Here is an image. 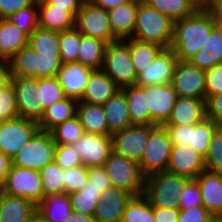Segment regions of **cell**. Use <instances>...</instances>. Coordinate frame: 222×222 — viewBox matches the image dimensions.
I'll return each mask as SVG.
<instances>
[{"instance_id":"obj_1","label":"cell","mask_w":222,"mask_h":222,"mask_svg":"<svg viewBox=\"0 0 222 222\" xmlns=\"http://www.w3.org/2000/svg\"><path fill=\"white\" fill-rule=\"evenodd\" d=\"M214 12L198 8L195 12L173 23L172 41L169 48L180 61H188L197 54L216 26Z\"/></svg>"},{"instance_id":"obj_2","label":"cell","mask_w":222,"mask_h":222,"mask_svg":"<svg viewBox=\"0 0 222 222\" xmlns=\"http://www.w3.org/2000/svg\"><path fill=\"white\" fill-rule=\"evenodd\" d=\"M173 21L165 14L139 0L136 24L132 38L169 48L172 41Z\"/></svg>"},{"instance_id":"obj_3","label":"cell","mask_w":222,"mask_h":222,"mask_svg":"<svg viewBox=\"0 0 222 222\" xmlns=\"http://www.w3.org/2000/svg\"><path fill=\"white\" fill-rule=\"evenodd\" d=\"M189 180L169 171L156 172L146 177L143 195L152 208H178L179 197Z\"/></svg>"},{"instance_id":"obj_4","label":"cell","mask_w":222,"mask_h":222,"mask_svg":"<svg viewBox=\"0 0 222 222\" xmlns=\"http://www.w3.org/2000/svg\"><path fill=\"white\" fill-rule=\"evenodd\" d=\"M9 61L11 76L36 79L56 76L63 64L60 54L36 53L29 45L21 48Z\"/></svg>"},{"instance_id":"obj_5","label":"cell","mask_w":222,"mask_h":222,"mask_svg":"<svg viewBox=\"0 0 222 222\" xmlns=\"http://www.w3.org/2000/svg\"><path fill=\"white\" fill-rule=\"evenodd\" d=\"M104 167L113 187L133 196L144 194L146 176L142 173L138 163L112 151L105 161Z\"/></svg>"},{"instance_id":"obj_6","label":"cell","mask_w":222,"mask_h":222,"mask_svg":"<svg viewBox=\"0 0 222 222\" xmlns=\"http://www.w3.org/2000/svg\"><path fill=\"white\" fill-rule=\"evenodd\" d=\"M101 70L121 89L135 85L137 74L129 54V38L107 44Z\"/></svg>"},{"instance_id":"obj_7","label":"cell","mask_w":222,"mask_h":222,"mask_svg":"<svg viewBox=\"0 0 222 222\" xmlns=\"http://www.w3.org/2000/svg\"><path fill=\"white\" fill-rule=\"evenodd\" d=\"M173 144L163 125H150L145 152L140 161L142 173L147 177L153 173L167 171Z\"/></svg>"},{"instance_id":"obj_8","label":"cell","mask_w":222,"mask_h":222,"mask_svg":"<svg viewBox=\"0 0 222 222\" xmlns=\"http://www.w3.org/2000/svg\"><path fill=\"white\" fill-rule=\"evenodd\" d=\"M56 143L52 134L39 130L12 158L11 165L40 171L54 161Z\"/></svg>"},{"instance_id":"obj_9","label":"cell","mask_w":222,"mask_h":222,"mask_svg":"<svg viewBox=\"0 0 222 222\" xmlns=\"http://www.w3.org/2000/svg\"><path fill=\"white\" fill-rule=\"evenodd\" d=\"M163 126L173 145L187 144L204 157L207 155L215 131L220 127L207 117L194 125Z\"/></svg>"},{"instance_id":"obj_10","label":"cell","mask_w":222,"mask_h":222,"mask_svg":"<svg viewBox=\"0 0 222 222\" xmlns=\"http://www.w3.org/2000/svg\"><path fill=\"white\" fill-rule=\"evenodd\" d=\"M3 192L25 198L37 206L44 197L40 173L33 169L10 165Z\"/></svg>"},{"instance_id":"obj_11","label":"cell","mask_w":222,"mask_h":222,"mask_svg":"<svg viewBox=\"0 0 222 222\" xmlns=\"http://www.w3.org/2000/svg\"><path fill=\"white\" fill-rule=\"evenodd\" d=\"M39 130L36 121L23 117L0 122V152L12 160Z\"/></svg>"},{"instance_id":"obj_12","label":"cell","mask_w":222,"mask_h":222,"mask_svg":"<svg viewBox=\"0 0 222 222\" xmlns=\"http://www.w3.org/2000/svg\"><path fill=\"white\" fill-rule=\"evenodd\" d=\"M75 28L84 36L97 38L107 44L118 41L110 26L108 11L84 2L75 19Z\"/></svg>"},{"instance_id":"obj_13","label":"cell","mask_w":222,"mask_h":222,"mask_svg":"<svg viewBox=\"0 0 222 222\" xmlns=\"http://www.w3.org/2000/svg\"><path fill=\"white\" fill-rule=\"evenodd\" d=\"M149 133L150 125L141 124L115 132L111 135L113 151L140 164Z\"/></svg>"},{"instance_id":"obj_14","label":"cell","mask_w":222,"mask_h":222,"mask_svg":"<svg viewBox=\"0 0 222 222\" xmlns=\"http://www.w3.org/2000/svg\"><path fill=\"white\" fill-rule=\"evenodd\" d=\"M171 85L178 97L206 100L205 71L189 61H177Z\"/></svg>"},{"instance_id":"obj_15","label":"cell","mask_w":222,"mask_h":222,"mask_svg":"<svg viewBox=\"0 0 222 222\" xmlns=\"http://www.w3.org/2000/svg\"><path fill=\"white\" fill-rule=\"evenodd\" d=\"M19 117L38 122L44 112L39 97L38 79L11 76Z\"/></svg>"},{"instance_id":"obj_16","label":"cell","mask_w":222,"mask_h":222,"mask_svg":"<svg viewBox=\"0 0 222 222\" xmlns=\"http://www.w3.org/2000/svg\"><path fill=\"white\" fill-rule=\"evenodd\" d=\"M143 92L150 113V125L166 123L178 97L171 83L143 86Z\"/></svg>"},{"instance_id":"obj_17","label":"cell","mask_w":222,"mask_h":222,"mask_svg":"<svg viewBox=\"0 0 222 222\" xmlns=\"http://www.w3.org/2000/svg\"><path fill=\"white\" fill-rule=\"evenodd\" d=\"M72 146L87 168L104 166L113 151L111 135L84 133Z\"/></svg>"},{"instance_id":"obj_18","label":"cell","mask_w":222,"mask_h":222,"mask_svg":"<svg viewBox=\"0 0 222 222\" xmlns=\"http://www.w3.org/2000/svg\"><path fill=\"white\" fill-rule=\"evenodd\" d=\"M178 58L171 48L163 49L154 61L137 75L135 85H163L172 81Z\"/></svg>"},{"instance_id":"obj_19","label":"cell","mask_w":222,"mask_h":222,"mask_svg":"<svg viewBox=\"0 0 222 222\" xmlns=\"http://www.w3.org/2000/svg\"><path fill=\"white\" fill-rule=\"evenodd\" d=\"M205 170L204 156L187 144L173 145L167 171L195 179Z\"/></svg>"},{"instance_id":"obj_20","label":"cell","mask_w":222,"mask_h":222,"mask_svg":"<svg viewBox=\"0 0 222 222\" xmlns=\"http://www.w3.org/2000/svg\"><path fill=\"white\" fill-rule=\"evenodd\" d=\"M94 69L79 62L63 63L56 77L66 97L80 101Z\"/></svg>"},{"instance_id":"obj_21","label":"cell","mask_w":222,"mask_h":222,"mask_svg":"<svg viewBox=\"0 0 222 222\" xmlns=\"http://www.w3.org/2000/svg\"><path fill=\"white\" fill-rule=\"evenodd\" d=\"M132 197V194L115 187L106 189L96 205L93 214L95 221L121 222L126 205Z\"/></svg>"},{"instance_id":"obj_22","label":"cell","mask_w":222,"mask_h":222,"mask_svg":"<svg viewBox=\"0 0 222 222\" xmlns=\"http://www.w3.org/2000/svg\"><path fill=\"white\" fill-rule=\"evenodd\" d=\"M202 196V205L222 222V174L203 171L195 178Z\"/></svg>"},{"instance_id":"obj_23","label":"cell","mask_w":222,"mask_h":222,"mask_svg":"<svg viewBox=\"0 0 222 222\" xmlns=\"http://www.w3.org/2000/svg\"><path fill=\"white\" fill-rule=\"evenodd\" d=\"M206 117L205 100L177 97L170 118L163 125H194Z\"/></svg>"},{"instance_id":"obj_24","label":"cell","mask_w":222,"mask_h":222,"mask_svg":"<svg viewBox=\"0 0 222 222\" xmlns=\"http://www.w3.org/2000/svg\"><path fill=\"white\" fill-rule=\"evenodd\" d=\"M120 90L121 88L102 70H94L80 101L93 105H103Z\"/></svg>"},{"instance_id":"obj_25","label":"cell","mask_w":222,"mask_h":222,"mask_svg":"<svg viewBox=\"0 0 222 222\" xmlns=\"http://www.w3.org/2000/svg\"><path fill=\"white\" fill-rule=\"evenodd\" d=\"M139 0H129L124 5L108 11L110 26L113 35L118 40L132 38Z\"/></svg>"},{"instance_id":"obj_26","label":"cell","mask_w":222,"mask_h":222,"mask_svg":"<svg viewBox=\"0 0 222 222\" xmlns=\"http://www.w3.org/2000/svg\"><path fill=\"white\" fill-rule=\"evenodd\" d=\"M37 212V206L25 198L2 193L0 198V222H29Z\"/></svg>"},{"instance_id":"obj_27","label":"cell","mask_w":222,"mask_h":222,"mask_svg":"<svg viewBox=\"0 0 222 222\" xmlns=\"http://www.w3.org/2000/svg\"><path fill=\"white\" fill-rule=\"evenodd\" d=\"M38 6V26L57 32L75 28L76 16L71 11L50 6L45 0H39Z\"/></svg>"},{"instance_id":"obj_28","label":"cell","mask_w":222,"mask_h":222,"mask_svg":"<svg viewBox=\"0 0 222 222\" xmlns=\"http://www.w3.org/2000/svg\"><path fill=\"white\" fill-rule=\"evenodd\" d=\"M102 106L107 119L108 135L132 126L128 104L122 90L109 98Z\"/></svg>"},{"instance_id":"obj_29","label":"cell","mask_w":222,"mask_h":222,"mask_svg":"<svg viewBox=\"0 0 222 222\" xmlns=\"http://www.w3.org/2000/svg\"><path fill=\"white\" fill-rule=\"evenodd\" d=\"M188 61L204 71L222 64V30L218 25L211 30L201 50Z\"/></svg>"},{"instance_id":"obj_30","label":"cell","mask_w":222,"mask_h":222,"mask_svg":"<svg viewBox=\"0 0 222 222\" xmlns=\"http://www.w3.org/2000/svg\"><path fill=\"white\" fill-rule=\"evenodd\" d=\"M76 116L83 126L85 133L108 135L107 119L102 105H93L78 101Z\"/></svg>"},{"instance_id":"obj_31","label":"cell","mask_w":222,"mask_h":222,"mask_svg":"<svg viewBox=\"0 0 222 222\" xmlns=\"http://www.w3.org/2000/svg\"><path fill=\"white\" fill-rule=\"evenodd\" d=\"M28 35L6 19H0V59L10 60L28 43Z\"/></svg>"},{"instance_id":"obj_32","label":"cell","mask_w":222,"mask_h":222,"mask_svg":"<svg viewBox=\"0 0 222 222\" xmlns=\"http://www.w3.org/2000/svg\"><path fill=\"white\" fill-rule=\"evenodd\" d=\"M37 212L47 222H65L73 212L69 195H46L37 205Z\"/></svg>"},{"instance_id":"obj_33","label":"cell","mask_w":222,"mask_h":222,"mask_svg":"<svg viewBox=\"0 0 222 222\" xmlns=\"http://www.w3.org/2000/svg\"><path fill=\"white\" fill-rule=\"evenodd\" d=\"M77 103V100L66 97L44 109L42 117L37 122L39 129L50 132L58 124L76 116Z\"/></svg>"},{"instance_id":"obj_34","label":"cell","mask_w":222,"mask_h":222,"mask_svg":"<svg viewBox=\"0 0 222 222\" xmlns=\"http://www.w3.org/2000/svg\"><path fill=\"white\" fill-rule=\"evenodd\" d=\"M126 97L132 125H150V113L147 107L143 86L132 85L121 89Z\"/></svg>"},{"instance_id":"obj_35","label":"cell","mask_w":222,"mask_h":222,"mask_svg":"<svg viewBox=\"0 0 222 222\" xmlns=\"http://www.w3.org/2000/svg\"><path fill=\"white\" fill-rule=\"evenodd\" d=\"M106 46L107 43L105 41L81 34L77 62L94 70H101Z\"/></svg>"},{"instance_id":"obj_36","label":"cell","mask_w":222,"mask_h":222,"mask_svg":"<svg viewBox=\"0 0 222 222\" xmlns=\"http://www.w3.org/2000/svg\"><path fill=\"white\" fill-rule=\"evenodd\" d=\"M163 49L153 43L129 38V54L136 74L144 71Z\"/></svg>"},{"instance_id":"obj_37","label":"cell","mask_w":222,"mask_h":222,"mask_svg":"<svg viewBox=\"0 0 222 222\" xmlns=\"http://www.w3.org/2000/svg\"><path fill=\"white\" fill-rule=\"evenodd\" d=\"M151 7L165 14L173 22L191 15L199 7L193 0H144Z\"/></svg>"},{"instance_id":"obj_38","label":"cell","mask_w":222,"mask_h":222,"mask_svg":"<svg viewBox=\"0 0 222 222\" xmlns=\"http://www.w3.org/2000/svg\"><path fill=\"white\" fill-rule=\"evenodd\" d=\"M99 189L90 186V182L69 195L71 206L74 212L93 216L97 203L101 200Z\"/></svg>"},{"instance_id":"obj_39","label":"cell","mask_w":222,"mask_h":222,"mask_svg":"<svg viewBox=\"0 0 222 222\" xmlns=\"http://www.w3.org/2000/svg\"><path fill=\"white\" fill-rule=\"evenodd\" d=\"M43 196L65 193V170L55 161L49 163L40 171Z\"/></svg>"},{"instance_id":"obj_40","label":"cell","mask_w":222,"mask_h":222,"mask_svg":"<svg viewBox=\"0 0 222 222\" xmlns=\"http://www.w3.org/2000/svg\"><path fill=\"white\" fill-rule=\"evenodd\" d=\"M36 53L59 54V32L38 26L28 37V43Z\"/></svg>"},{"instance_id":"obj_41","label":"cell","mask_w":222,"mask_h":222,"mask_svg":"<svg viewBox=\"0 0 222 222\" xmlns=\"http://www.w3.org/2000/svg\"><path fill=\"white\" fill-rule=\"evenodd\" d=\"M121 222H155L152 205L144 196H133L127 203Z\"/></svg>"},{"instance_id":"obj_42","label":"cell","mask_w":222,"mask_h":222,"mask_svg":"<svg viewBox=\"0 0 222 222\" xmlns=\"http://www.w3.org/2000/svg\"><path fill=\"white\" fill-rule=\"evenodd\" d=\"M50 133L56 144L72 145L84 135L83 126L77 116L54 127Z\"/></svg>"},{"instance_id":"obj_43","label":"cell","mask_w":222,"mask_h":222,"mask_svg":"<svg viewBox=\"0 0 222 222\" xmlns=\"http://www.w3.org/2000/svg\"><path fill=\"white\" fill-rule=\"evenodd\" d=\"M81 33L72 28L59 32V49L62 63L77 62Z\"/></svg>"},{"instance_id":"obj_44","label":"cell","mask_w":222,"mask_h":222,"mask_svg":"<svg viewBox=\"0 0 222 222\" xmlns=\"http://www.w3.org/2000/svg\"><path fill=\"white\" fill-rule=\"evenodd\" d=\"M38 89L43 110L66 98L56 76L39 78Z\"/></svg>"},{"instance_id":"obj_45","label":"cell","mask_w":222,"mask_h":222,"mask_svg":"<svg viewBox=\"0 0 222 222\" xmlns=\"http://www.w3.org/2000/svg\"><path fill=\"white\" fill-rule=\"evenodd\" d=\"M39 6L38 2L27 8L18 10L12 15L5 18L12 24H15L30 36L38 27Z\"/></svg>"},{"instance_id":"obj_46","label":"cell","mask_w":222,"mask_h":222,"mask_svg":"<svg viewBox=\"0 0 222 222\" xmlns=\"http://www.w3.org/2000/svg\"><path fill=\"white\" fill-rule=\"evenodd\" d=\"M206 170L222 174V128L219 127L211 140L205 156Z\"/></svg>"},{"instance_id":"obj_47","label":"cell","mask_w":222,"mask_h":222,"mask_svg":"<svg viewBox=\"0 0 222 222\" xmlns=\"http://www.w3.org/2000/svg\"><path fill=\"white\" fill-rule=\"evenodd\" d=\"M19 117L12 83L0 89V122Z\"/></svg>"},{"instance_id":"obj_48","label":"cell","mask_w":222,"mask_h":222,"mask_svg":"<svg viewBox=\"0 0 222 222\" xmlns=\"http://www.w3.org/2000/svg\"><path fill=\"white\" fill-rule=\"evenodd\" d=\"M88 182V168L84 165L65 170V193L71 194L82 189Z\"/></svg>"},{"instance_id":"obj_49","label":"cell","mask_w":222,"mask_h":222,"mask_svg":"<svg viewBox=\"0 0 222 222\" xmlns=\"http://www.w3.org/2000/svg\"><path fill=\"white\" fill-rule=\"evenodd\" d=\"M54 161L64 170L83 165L72 145L56 144Z\"/></svg>"},{"instance_id":"obj_50","label":"cell","mask_w":222,"mask_h":222,"mask_svg":"<svg viewBox=\"0 0 222 222\" xmlns=\"http://www.w3.org/2000/svg\"><path fill=\"white\" fill-rule=\"evenodd\" d=\"M203 206L199 185L195 179H190L184 186L179 197L178 209L185 210L191 207Z\"/></svg>"},{"instance_id":"obj_51","label":"cell","mask_w":222,"mask_h":222,"mask_svg":"<svg viewBox=\"0 0 222 222\" xmlns=\"http://www.w3.org/2000/svg\"><path fill=\"white\" fill-rule=\"evenodd\" d=\"M206 96L222 93V64L205 71Z\"/></svg>"},{"instance_id":"obj_52","label":"cell","mask_w":222,"mask_h":222,"mask_svg":"<svg viewBox=\"0 0 222 222\" xmlns=\"http://www.w3.org/2000/svg\"><path fill=\"white\" fill-rule=\"evenodd\" d=\"M178 222H217L215 217L203 206L179 210Z\"/></svg>"},{"instance_id":"obj_53","label":"cell","mask_w":222,"mask_h":222,"mask_svg":"<svg viewBox=\"0 0 222 222\" xmlns=\"http://www.w3.org/2000/svg\"><path fill=\"white\" fill-rule=\"evenodd\" d=\"M88 181L102 193L112 186L111 180L104 166L88 167Z\"/></svg>"},{"instance_id":"obj_54","label":"cell","mask_w":222,"mask_h":222,"mask_svg":"<svg viewBox=\"0 0 222 222\" xmlns=\"http://www.w3.org/2000/svg\"><path fill=\"white\" fill-rule=\"evenodd\" d=\"M206 117L216 124H222V93L206 96L205 100Z\"/></svg>"},{"instance_id":"obj_55","label":"cell","mask_w":222,"mask_h":222,"mask_svg":"<svg viewBox=\"0 0 222 222\" xmlns=\"http://www.w3.org/2000/svg\"><path fill=\"white\" fill-rule=\"evenodd\" d=\"M38 0H0V19L37 3Z\"/></svg>"},{"instance_id":"obj_56","label":"cell","mask_w":222,"mask_h":222,"mask_svg":"<svg viewBox=\"0 0 222 222\" xmlns=\"http://www.w3.org/2000/svg\"><path fill=\"white\" fill-rule=\"evenodd\" d=\"M155 222H178L180 213L178 208H152Z\"/></svg>"},{"instance_id":"obj_57","label":"cell","mask_w":222,"mask_h":222,"mask_svg":"<svg viewBox=\"0 0 222 222\" xmlns=\"http://www.w3.org/2000/svg\"><path fill=\"white\" fill-rule=\"evenodd\" d=\"M50 6L55 8H65V10L71 11L75 16L81 9L83 4L82 0H45Z\"/></svg>"},{"instance_id":"obj_58","label":"cell","mask_w":222,"mask_h":222,"mask_svg":"<svg viewBox=\"0 0 222 222\" xmlns=\"http://www.w3.org/2000/svg\"><path fill=\"white\" fill-rule=\"evenodd\" d=\"M11 83L10 61L0 59V89Z\"/></svg>"},{"instance_id":"obj_59","label":"cell","mask_w":222,"mask_h":222,"mask_svg":"<svg viewBox=\"0 0 222 222\" xmlns=\"http://www.w3.org/2000/svg\"><path fill=\"white\" fill-rule=\"evenodd\" d=\"M128 1L129 0H92L91 2L105 11H109L115 7L124 5Z\"/></svg>"},{"instance_id":"obj_60","label":"cell","mask_w":222,"mask_h":222,"mask_svg":"<svg viewBox=\"0 0 222 222\" xmlns=\"http://www.w3.org/2000/svg\"><path fill=\"white\" fill-rule=\"evenodd\" d=\"M11 160L0 152V183L4 184L5 178L9 171Z\"/></svg>"},{"instance_id":"obj_61","label":"cell","mask_w":222,"mask_h":222,"mask_svg":"<svg viewBox=\"0 0 222 222\" xmlns=\"http://www.w3.org/2000/svg\"><path fill=\"white\" fill-rule=\"evenodd\" d=\"M65 222H96L93 216L72 212Z\"/></svg>"},{"instance_id":"obj_62","label":"cell","mask_w":222,"mask_h":222,"mask_svg":"<svg viewBox=\"0 0 222 222\" xmlns=\"http://www.w3.org/2000/svg\"><path fill=\"white\" fill-rule=\"evenodd\" d=\"M205 8L211 11H218L222 8V0H211Z\"/></svg>"},{"instance_id":"obj_63","label":"cell","mask_w":222,"mask_h":222,"mask_svg":"<svg viewBox=\"0 0 222 222\" xmlns=\"http://www.w3.org/2000/svg\"><path fill=\"white\" fill-rule=\"evenodd\" d=\"M213 12H214V16H215V19H216V24L222 30V12L220 10L213 11Z\"/></svg>"},{"instance_id":"obj_64","label":"cell","mask_w":222,"mask_h":222,"mask_svg":"<svg viewBox=\"0 0 222 222\" xmlns=\"http://www.w3.org/2000/svg\"><path fill=\"white\" fill-rule=\"evenodd\" d=\"M211 0H193L199 8H205Z\"/></svg>"},{"instance_id":"obj_65","label":"cell","mask_w":222,"mask_h":222,"mask_svg":"<svg viewBox=\"0 0 222 222\" xmlns=\"http://www.w3.org/2000/svg\"><path fill=\"white\" fill-rule=\"evenodd\" d=\"M29 222H47L41 215L36 212L30 219Z\"/></svg>"},{"instance_id":"obj_66","label":"cell","mask_w":222,"mask_h":222,"mask_svg":"<svg viewBox=\"0 0 222 222\" xmlns=\"http://www.w3.org/2000/svg\"><path fill=\"white\" fill-rule=\"evenodd\" d=\"M2 193H3V184L0 183V198H1Z\"/></svg>"},{"instance_id":"obj_67","label":"cell","mask_w":222,"mask_h":222,"mask_svg":"<svg viewBox=\"0 0 222 222\" xmlns=\"http://www.w3.org/2000/svg\"><path fill=\"white\" fill-rule=\"evenodd\" d=\"M82 1L84 3V2H91L92 0H82Z\"/></svg>"}]
</instances>
